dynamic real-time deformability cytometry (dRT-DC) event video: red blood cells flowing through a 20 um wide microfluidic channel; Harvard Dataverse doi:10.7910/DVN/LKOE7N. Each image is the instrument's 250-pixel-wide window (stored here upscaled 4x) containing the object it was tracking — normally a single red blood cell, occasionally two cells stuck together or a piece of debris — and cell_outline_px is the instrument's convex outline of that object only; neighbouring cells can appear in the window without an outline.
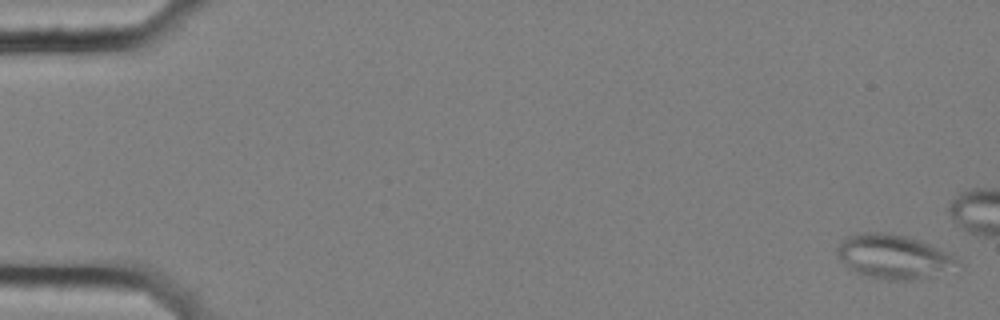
{"species": "common noctule bat (a hibernating species)", "species_latin": "Nyctalus noctula", "temperature_condition": "cold", "stored_images_in_passage": 18, "camera_frame_rate_fps": 3000, "um_per_image_px": 0.085, "animal": {"sex": "female", "body_mass_g": 25.1}, "frame": {"image": 1, "passage_image": 1, "time_ms": 0.0, "image_size_px": [1000, 320], "cell_outline_px": [[964, 268], [928, 276], [908, 280], [888, 280], [864, 276], [848, 268], [836, 256], [836, 248], [844, 236], [860, 232], [884, 232], [904, 236], [920, 240], [948, 252], [956, 256], [964, 264]], "centroid_in_image_um": [75.99, 21.81], "position_along_channel_um": 9.0, "area_um2": 31.67}}